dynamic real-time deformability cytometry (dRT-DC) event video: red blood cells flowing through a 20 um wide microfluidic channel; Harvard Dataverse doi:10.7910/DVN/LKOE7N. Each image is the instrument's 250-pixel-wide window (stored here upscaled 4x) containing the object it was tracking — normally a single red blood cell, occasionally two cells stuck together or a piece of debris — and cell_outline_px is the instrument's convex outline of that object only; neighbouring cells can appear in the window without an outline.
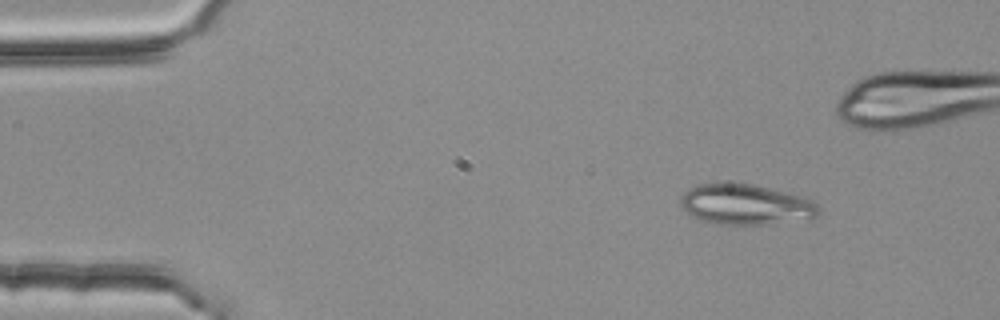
{"species": "common noctule bat (a hibernating species)", "species_latin": "Nyctalus noctula", "temperature_condition": "room temperature", "stored_images_in_passage": 4, "camera_frame_rate_fps": 3000, "um_per_image_px": 0.085, "animal": {"sex": "female", "body_mass_g": 25.1}, "frame": {"image": 1, "passage_image": 1, "time_ms": 0.0, "image_size_px": [1000, 320], "cell_outline_px": [[820, 212], [812, 220], [768, 224], [716, 224], [692, 216], [684, 212], [680, 204], [680, 196], [688, 188], [700, 184], [752, 184], [800, 196], [816, 204], [820, 208]], "centroid_in_image_um": [63.38, 17.41], "position_along_channel_um": 21.6, "area_um2": 32.43}}